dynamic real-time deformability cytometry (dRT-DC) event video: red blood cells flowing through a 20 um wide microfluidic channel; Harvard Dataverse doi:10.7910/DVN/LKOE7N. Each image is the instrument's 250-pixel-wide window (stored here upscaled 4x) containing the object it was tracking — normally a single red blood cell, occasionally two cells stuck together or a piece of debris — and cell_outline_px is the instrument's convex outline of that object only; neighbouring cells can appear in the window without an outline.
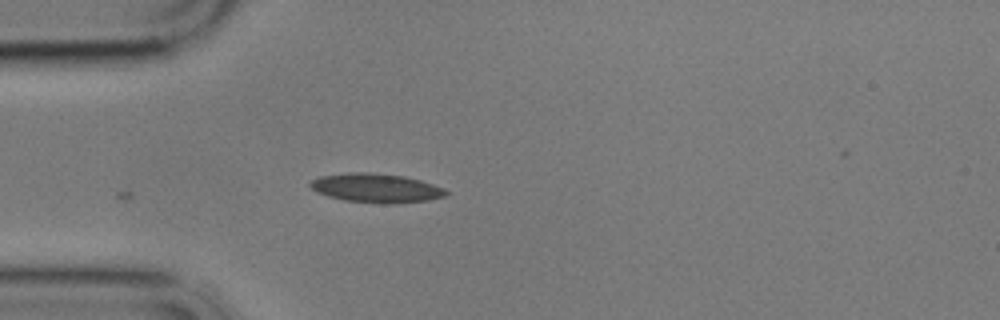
{"species": "common noctule bat (a hibernating species)", "species_latin": "Nyctalus noctula", "temperature_condition": "cold", "stored_images_in_passage": 4, "camera_frame_rate_fps": 3000, "um_per_image_px": 0.085, "animal": {"sex": "male", "body_mass_g": 17.9}, "frame": {"image": 1, "passage_image": 4, "time_ms": 3.667, "image_size_px": [1000, 320], "cell_outline_px": [[448, 196], [428, 200], [392, 204], [344, 200], [328, 196], [316, 192], [308, 184], [312, 180], [320, 176], [348, 172], [368, 172], [404, 176], [420, 180], [444, 188], [448, 192]], "centroid_in_image_um": [31.98, 15.98], "position_along_channel_um": 53.0, "area_um2": 22.95}}